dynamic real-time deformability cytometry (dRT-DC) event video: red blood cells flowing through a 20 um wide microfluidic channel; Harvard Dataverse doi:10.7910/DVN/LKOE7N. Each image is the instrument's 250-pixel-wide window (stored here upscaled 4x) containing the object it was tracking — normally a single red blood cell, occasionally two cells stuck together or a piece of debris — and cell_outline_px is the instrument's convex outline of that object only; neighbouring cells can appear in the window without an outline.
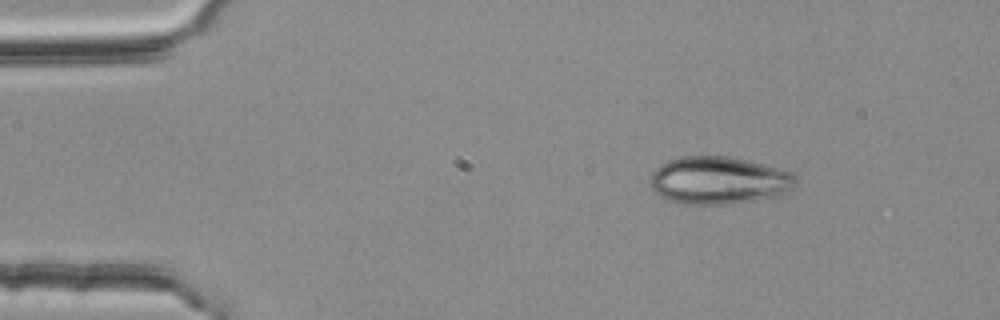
{"species": "common noctule bat (a hibernating species)", "species_latin": "Nyctalus noctula", "temperature_condition": "room temperature", "stored_images_in_passage": 41, "camera_frame_rate_fps": 3000, "um_per_image_px": 0.085, "animal": {"sex": "female", "body_mass_g": 25.1}, "frame": {"image": 1, "passage_image": 1, "time_ms": 0.0, "image_size_px": [1000, 320], "cell_outline_px": [[800, 180], [792, 188], [780, 196], [756, 200], [724, 204], [684, 204], [668, 200], [660, 196], [648, 184], [648, 180], [652, 172], [660, 164], [668, 160], [680, 156], [728, 156], [748, 160], [792, 172]], "centroid_in_image_um": [61.09, 15.33], "position_along_channel_um": 23.9, "area_um2": 40.81}}
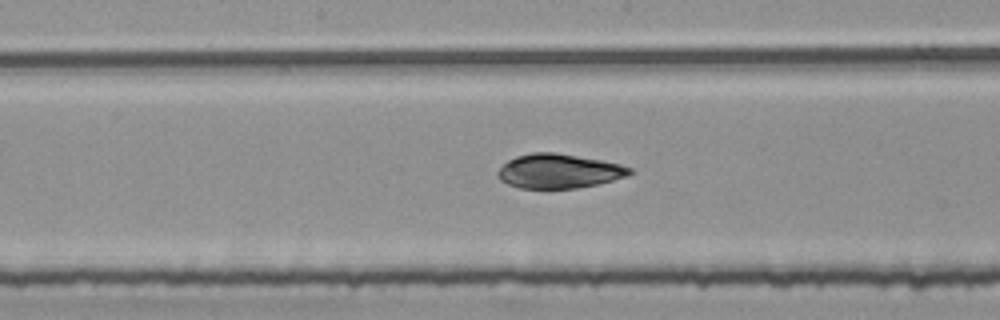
{"frame": {"image": 2, "passage_image": 21, "time_ms": 6.667, "image_size_px": [1000, 320], "cell_outline_px": [[636, 172], [628, 176], [596, 184], [576, 188], [520, 188], [508, 184], [500, 180], [496, 176], [496, 172], [508, 160], [516, 156], [532, 152], [552, 152], [600, 160], [620, 164], [632, 168]], "centroid_in_image_um": [47.5, 14.54], "position_along_channel_um": 200.7, "area_um2": 26.3}}
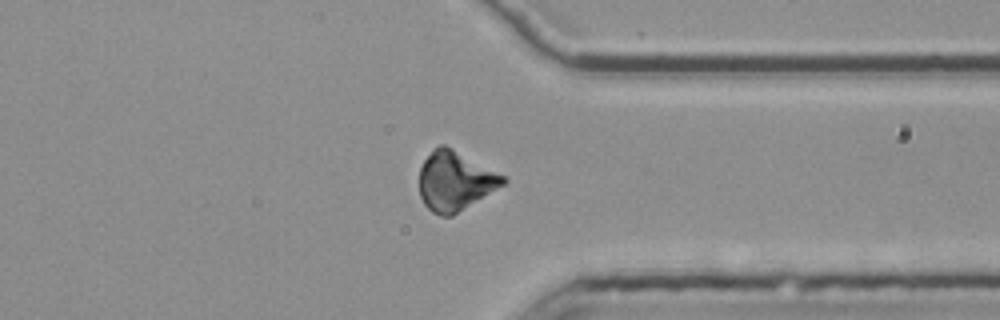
{"frame": {"image": 3, "passage_image": 35, "time_ms": 11.333, "image_size_px": [1000, 320], "cell_outline_px": [[508, 180], [504, 184], [452, 216], [440, 216], [432, 212], [424, 204], [420, 196], [420, 168], [424, 160], [432, 148], [440, 144], [444, 144], [452, 148], [504, 176]], "centroid_in_image_um": [38.64, 15.38], "position_along_channel_um": 372.8, "area_um2": 28.61}, "authors_computed_cell_mechanics": {"area_um2": 27.9752, "velocity_mm_per_s": 3.7629, "shape_relaxation_time_tau1_ms": 4.9769, "shape_relaxation_time_tau2_ms": 3.1567, "deformation_change_tau1": 0.1815, "deformation_change_tau2": 0.0614}}